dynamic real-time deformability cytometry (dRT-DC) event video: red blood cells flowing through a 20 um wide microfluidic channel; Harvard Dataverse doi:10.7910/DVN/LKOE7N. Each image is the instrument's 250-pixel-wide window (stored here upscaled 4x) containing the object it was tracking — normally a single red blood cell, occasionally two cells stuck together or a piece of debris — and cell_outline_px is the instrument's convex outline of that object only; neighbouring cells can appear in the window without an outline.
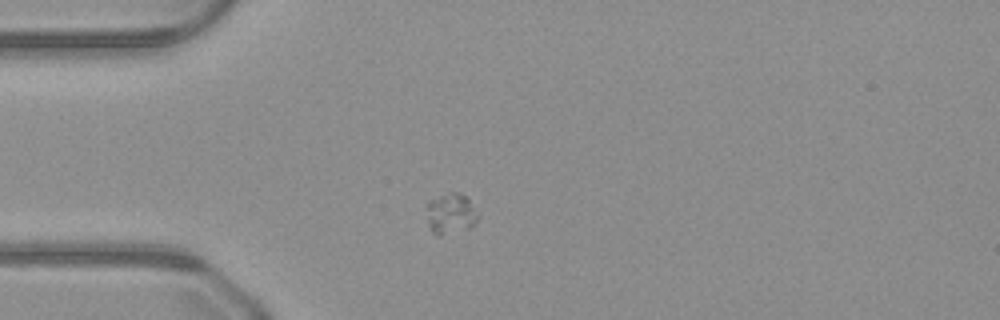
{"species": "common noctule bat (a hibernating species)", "species_latin": "Nyctalus noctula", "temperature_condition": "warm", "stored_images_in_passage": 46, "camera_frame_rate_fps": 3000, "um_per_image_px": 0.085, "animal": {"sex": "male", "body_mass_g": 23.1, "forearm_length_mm": 52.7}, "frame": {"image": 1, "passage_image": 8, "time_ms": 2.333, "image_size_px": [1000, 320], "cell_outline_px": [[480, 216], [476, 224], [468, 228], [440, 236], [436, 236], [432, 232], [428, 224], [424, 204], [440, 196], [452, 192], [460, 192], [468, 200]], "centroid_in_image_um": [38.28, 18.18], "position_along_channel_um": 46.7, "area_um2": 12.31}}
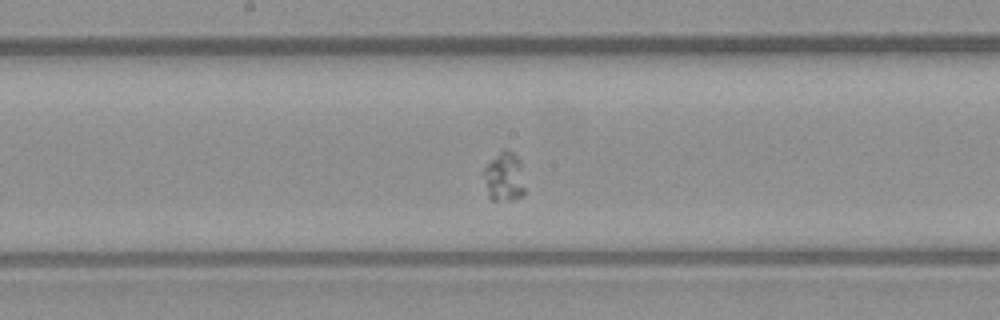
{"frame": {"image": 2, "passage_image": 21, "time_ms": 6.667, "image_size_px": [1000, 320], "cell_outline_px": [[524, 192], [520, 196], [512, 200], [492, 200], [488, 196], [484, 172], [484, 168], [504, 148], [512, 152], [520, 160], [524, 188]], "centroid_in_image_um": [42.87, 15.04], "position_along_channel_um": 205.3, "area_um2": 11.44}}
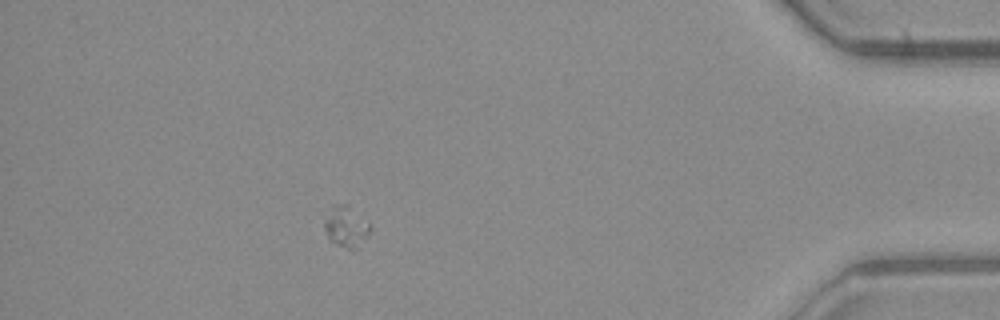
{"frame": {"image": 3, "passage_image": 40, "time_ms": 13.0, "image_size_px": [1000, 320], "cell_outline_px": [[372, 228], [368, 236], [356, 248], [348, 248], [336, 244], [328, 236], [324, 228], [324, 224], [332, 204], [348, 204]], "centroid_in_image_um": [29.42, 19.24], "position_along_channel_um": 405.8, "area_um2": 10.52}}